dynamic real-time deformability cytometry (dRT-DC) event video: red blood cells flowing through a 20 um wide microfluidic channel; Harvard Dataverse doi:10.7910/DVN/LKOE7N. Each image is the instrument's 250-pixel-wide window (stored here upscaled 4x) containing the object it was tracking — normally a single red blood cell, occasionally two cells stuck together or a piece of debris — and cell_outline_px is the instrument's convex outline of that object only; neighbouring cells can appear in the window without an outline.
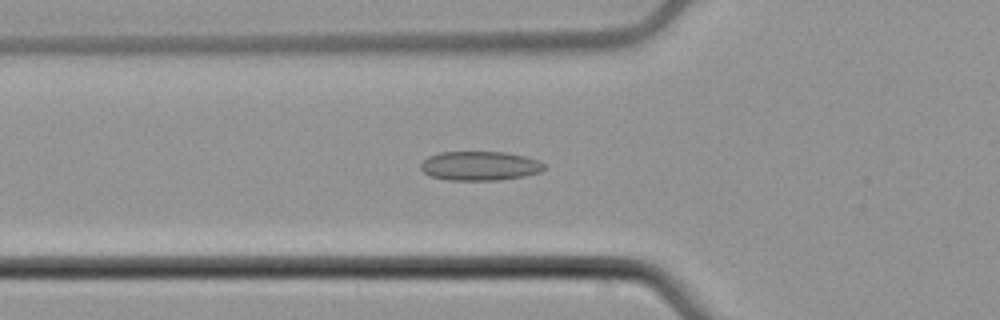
{"species": "common noctule bat (a hibernating species)", "species_latin": "Nyctalus noctula", "temperature_condition": "cold", "stored_images_in_passage": 39, "camera_frame_rate_fps": 3000, "um_per_image_px": 0.085, "animal": {"sex": "male", "body_mass_g": 21.5, "forearm_length_mm": 52.0}, "frame": {"image": 1, "passage_image": 10, "time_ms": 3.0, "image_size_px": [1000, 320], "cell_outline_px": [[544, 168], [540, 172], [524, 176], [500, 180], [448, 180], [432, 176], [424, 172], [420, 168], [420, 164], [428, 156], [440, 152], [504, 152], [524, 156], [540, 160], [544, 164]], "centroid_in_image_um": [40.79, 14.1], "position_along_channel_um": 85.0, "area_um2": 20.98}}
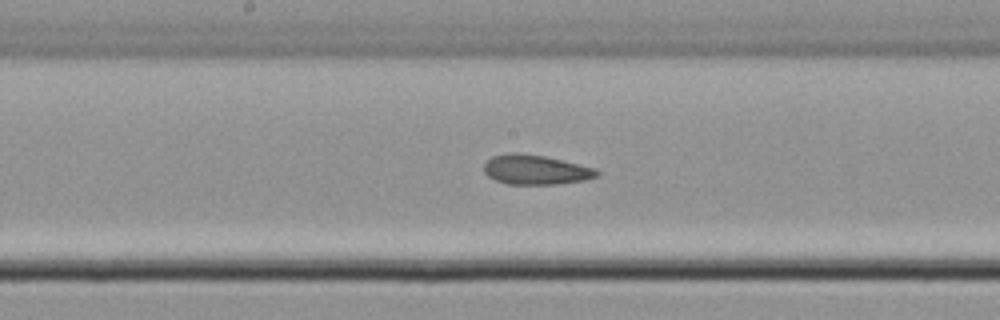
{"frame": {"image": 2, "passage_image": 19, "time_ms": 6.0, "image_size_px": [1000, 320], "cell_outline_px": [[600, 176], [584, 180], [556, 184], [508, 184], [496, 180], [488, 176], [484, 172], [484, 164], [492, 156], [508, 152], [520, 152], [544, 156], [596, 168], [600, 172]], "centroid_in_image_um": [45.53, 14.42], "position_along_channel_um": 202.7, "area_um2": 19.59}}
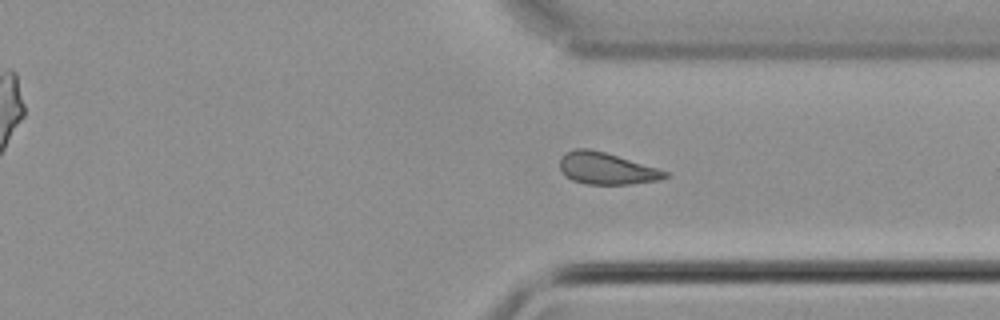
{"frame": {"image": 3, "passage_image": 31, "time_ms": 10.0, "image_size_px": [1000, 320], "cell_outline_px": [[668, 176], [660, 180], [628, 184], [584, 184], [572, 180], [564, 176], [560, 168], [560, 156], [564, 152], [576, 148], [588, 148], [604, 152], [656, 168], [668, 172]], "centroid_in_image_um": [51.48, 14.32], "position_along_channel_um": 359.9, "area_um2": 19.42}, "authors_computed_cell_mechanics": {"area_um2": 19.4208, "velocity_mm_per_s": 3.9144, "shape_relaxation_time_tau1_ms": null, "shape_relaxation_time_tau2_ms": 2.1777, "deformation_change_tau1": null, "deformation_change_tau2": 0.0954}}